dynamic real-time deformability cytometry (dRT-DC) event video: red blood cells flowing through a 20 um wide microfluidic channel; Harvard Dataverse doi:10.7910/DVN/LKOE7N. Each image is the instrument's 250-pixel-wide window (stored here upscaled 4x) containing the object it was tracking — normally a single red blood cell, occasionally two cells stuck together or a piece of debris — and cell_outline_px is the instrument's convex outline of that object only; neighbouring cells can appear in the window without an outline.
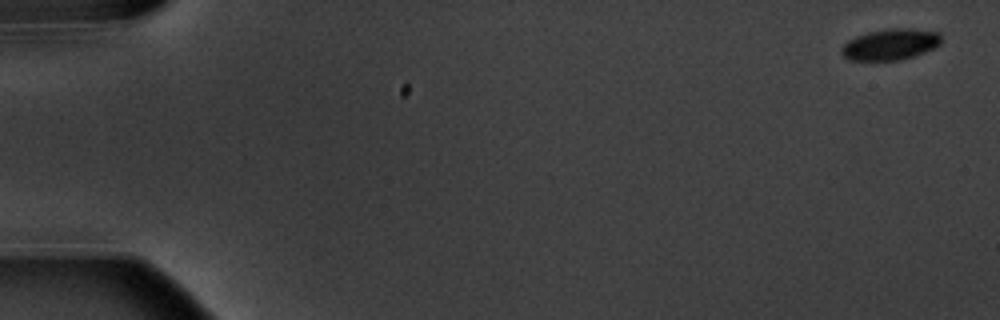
{"species": "common noctule bat (a hibernating species)", "species_latin": "Nyctalus noctula", "temperature_condition": "warm", "stored_images_in_passage": 7, "camera_frame_rate_fps": 3000, "um_per_image_px": 0.085, "animal": {"sex": "male", "body_mass_g": 20.1, "forearm_length_mm": 53.5}, "frame": {"image": 1, "passage_image": 1, "time_ms": 0.0, "image_size_px": [1000, 320], "cell_outline_px": [[940, 44], [924, 52], [912, 56], [896, 60], [848, 60], [840, 52], [840, 48], [848, 40], [856, 36], [868, 32], [888, 28], [912, 28], [940, 32]], "centroid_in_image_um": [75.65, 3.76], "position_along_channel_um": 9.3, "area_um2": 18.03}}
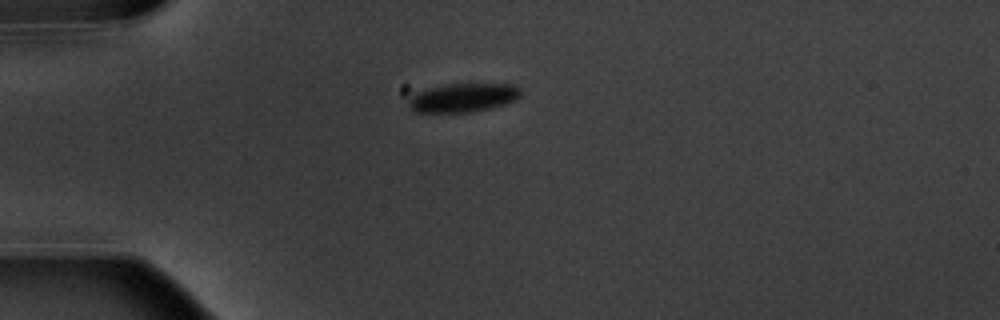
{"frame": {"image": 2, "passage_image": 5, "time_ms": 4.667, "image_size_px": [1000, 320], "cell_outline_px": [[520, 96], [516, 100], [504, 104], [488, 108], [468, 112], [416, 112], [408, 104], [408, 100], [412, 92], [444, 84], [520, 84]], "centroid_in_image_um": [39.35, 8.28], "position_along_channel_um": 45.7, "area_um2": 18.9}}